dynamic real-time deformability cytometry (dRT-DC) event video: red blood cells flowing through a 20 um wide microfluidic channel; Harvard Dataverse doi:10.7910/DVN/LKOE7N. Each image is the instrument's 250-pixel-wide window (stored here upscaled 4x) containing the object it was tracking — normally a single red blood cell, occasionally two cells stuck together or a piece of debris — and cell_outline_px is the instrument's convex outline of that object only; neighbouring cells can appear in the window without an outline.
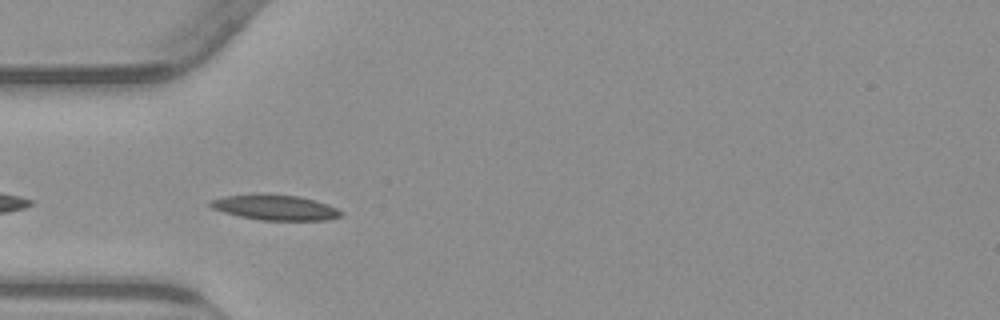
{"species": "common noctule bat (a hibernating species)", "species_latin": "Nyctalus noctula", "temperature_condition": "warm", "stored_images_in_passage": 11, "camera_frame_rate_fps": 3000, "um_per_image_px": 0.085, "animal": {"sex": "male", "body_mass_g": 23.1, "forearm_length_mm": 52.7}, "frame": {"image": 1, "passage_image": 2, "time_ms": 0.333, "image_size_px": [1000, 320], "cell_outline_px": [[344, 212], [340, 216], [328, 220], [260, 220], [240, 216], [224, 212], [212, 208], [208, 204], [208, 200], [224, 196], [252, 192], [268, 192], [300, 196], [316, 200], [328, 204]], "centroid_in_image_um": [23.35, 17.59], "position_along_channel_um": 61.7, "area_um2": 19.94}}